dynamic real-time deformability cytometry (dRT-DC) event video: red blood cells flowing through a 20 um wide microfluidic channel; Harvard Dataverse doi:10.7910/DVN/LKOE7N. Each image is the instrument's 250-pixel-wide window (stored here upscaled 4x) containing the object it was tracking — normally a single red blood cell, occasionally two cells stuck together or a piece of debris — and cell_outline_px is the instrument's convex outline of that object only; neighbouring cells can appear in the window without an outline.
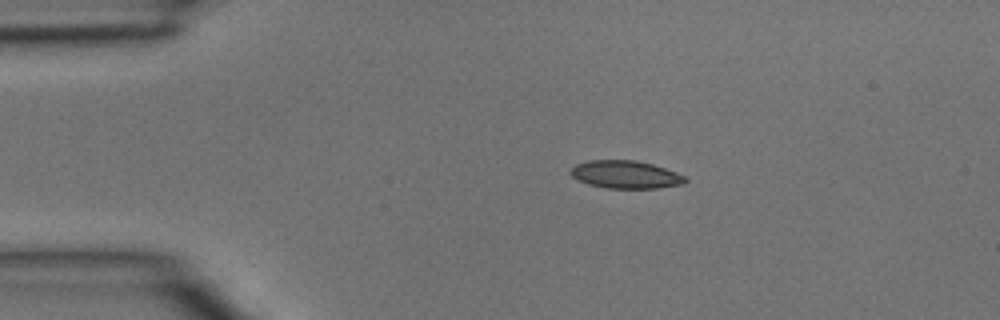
{"species": "common noctule bat (a hibernating species)", "species_latin": "Nyctalus noctula", "temperature_condition": "room temperature", "stored_images_in_passage": 2, "camera_frame_rate_fps": 3000, "um_per_image_px": 0.085, "animal": {"sex": "male", "body_mass_g": 15.6}, "frame": {"image": 1, "passage_image": 1, "time_ms": 0.0, "image_size_px": [1000, 320], "cell_outline_px": [[688, 180], [684, 184], [656, 188], [608, 188], [588, 184], [572, 176], [568, 172], [576, 164], [588, 160], [636, 160], [652, 164], [676, 172], [684, 176]], "centroid_in_image_um": [53.17, 14.83], "position_along_channel_um": 31.8, "area_um2": 18.5}}